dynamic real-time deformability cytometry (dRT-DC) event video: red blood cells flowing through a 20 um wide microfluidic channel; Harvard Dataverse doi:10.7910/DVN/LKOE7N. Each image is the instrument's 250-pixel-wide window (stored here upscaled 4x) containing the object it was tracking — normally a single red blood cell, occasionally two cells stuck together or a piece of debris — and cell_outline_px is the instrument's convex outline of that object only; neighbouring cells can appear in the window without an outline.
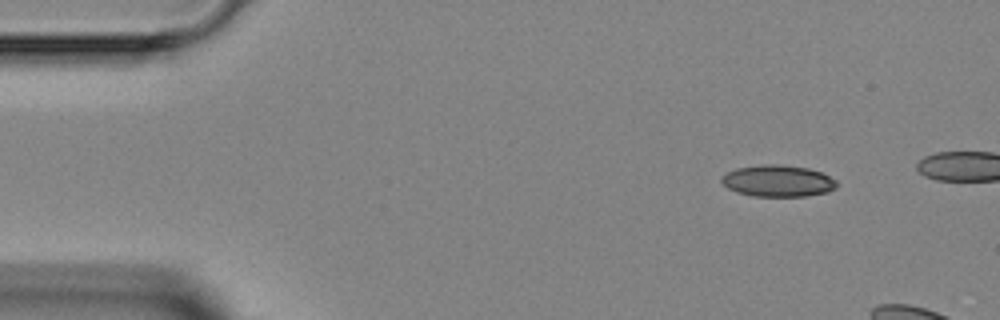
{"species": "Egyptian fruit bat (a non-hibernating species)", "species_latin": "Rousettus aegyptiacus", "temperature_condition": "room temperature", "stored_images_in_passage": 3, "camera_frame_rate_fps": 3000, "um_per_image_px": 0.085, "animal": {"sex": "female"}, "frame": {"image": 1, "passage_image": 1, "time_ms": 0.0, "image_size_px": [1000, 320], "cell_outline_px": [[836, 188], [828, 192], [804, 196], [752, 196], [736, 192], [728, 188], [720, 180], [720, 176], [736, 168], [764, 164], [780, 164], [808, 168], [820, 172], [836, 180]], "centroid_in_image_um": [66.1, 15.38], "position_along_channel_um": 18.9, "area_um2": 21.21}}